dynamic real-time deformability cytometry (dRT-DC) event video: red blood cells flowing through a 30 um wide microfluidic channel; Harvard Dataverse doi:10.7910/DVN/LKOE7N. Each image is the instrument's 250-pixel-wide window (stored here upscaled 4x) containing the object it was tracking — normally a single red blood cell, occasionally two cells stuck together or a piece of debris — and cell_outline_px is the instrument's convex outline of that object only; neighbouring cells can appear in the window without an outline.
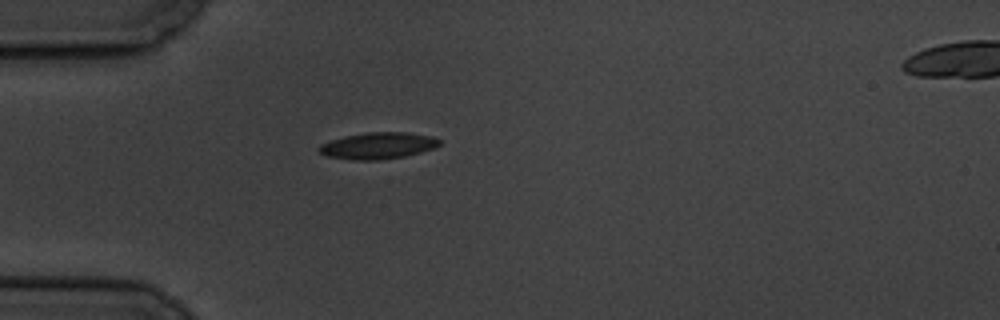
{"species": "common noctule bat (a hibernating species)", "species_latin": "Nyctalus noctula", "temperature_condition": "cold", "stored_images_in_passage": 2, "camera_frame_rate_fps": 3000, "um_per_image_px": 0.085, "animal": {"sex": "male", "body_mass_g": 19.5, "forearm_length_mm": 54.6}, "frame": {"image": 1, "passage_image": 1, "time_ms": 0.0, "image_size_px": [1000, 320], "cell_outline_px": [[440, 144], [436, 148], [404, 156], [380, 160], [352, 160], [328, 156], [320, 152], [316, 148], [320, 144], [344, 136], [368, 132], [408, 132], [432, 136], [440, 140]], "centroid_in_image_um": [32.14, 12.38], "position_along_channel_um": 52.9, "area_um2": 18.67}}